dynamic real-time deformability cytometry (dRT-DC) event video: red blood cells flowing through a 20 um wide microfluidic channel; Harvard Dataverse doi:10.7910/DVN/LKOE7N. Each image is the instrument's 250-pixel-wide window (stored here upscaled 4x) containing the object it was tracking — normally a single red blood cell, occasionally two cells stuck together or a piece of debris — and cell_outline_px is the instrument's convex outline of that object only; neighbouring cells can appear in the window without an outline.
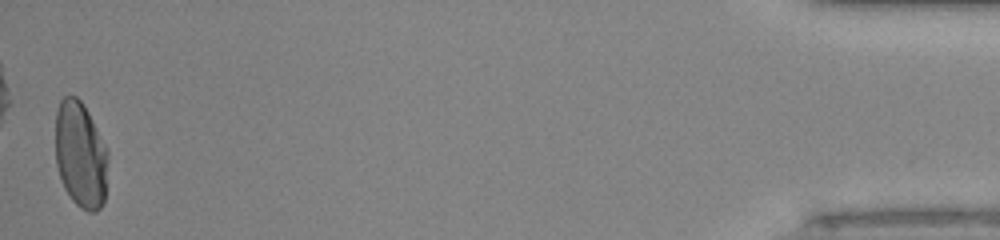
{"species": "human", "species_latin": "Homo sapiens", "temperature_condition": "room temperature", "stored_images_in_passage": 39, "camera_frame_rate_fps": 3000, "um_per_image_px": 0.085, "donor": {"sex": "male"}, "frame": {"image": 1, "passage_image": 39, "time_ms": 12.667, "image_size_px": [1000, 240], "cell_outline_px": [[108, 156], [104, 204], [96, 212], [88, 212], [80, 208], [72, 200], [64, 188], [56, 164], [56, 112], [60, 100], [64, 96], [76, 96], [84, 104], [108, 148]], "centroid_in_image_um": [6.86, 13.16], "position_along_channel_um": 428.3, "area_um2": 32.95}}